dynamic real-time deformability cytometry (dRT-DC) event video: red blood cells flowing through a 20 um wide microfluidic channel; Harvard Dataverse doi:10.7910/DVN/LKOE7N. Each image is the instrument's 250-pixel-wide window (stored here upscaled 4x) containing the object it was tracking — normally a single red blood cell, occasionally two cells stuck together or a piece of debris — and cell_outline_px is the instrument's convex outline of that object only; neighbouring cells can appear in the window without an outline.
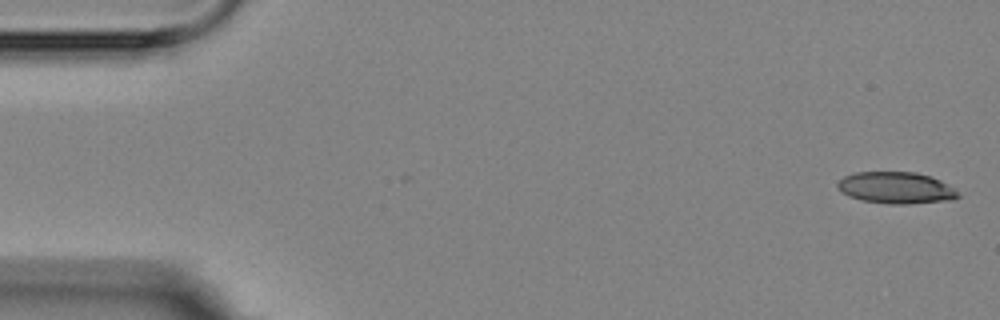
{"species": "Egyptian fruit bat (a non-hibernating species)", "species_latin": "Rousettus aegyptiacus", "temperature_condition": "room temperature", "stored_images_in_passage": 6, "segment_of_instrument_passage": [1, 2], "camera_frame_rate_fps": 3000, "um_per_image_px": 0.085, "animal": {"sex": "female"}, "frame": {"image": 1, "passage_image": 1, "time_ms": 0.0, "image_size_px": [1000, 320], "cell_outline_px": [[960, 196], [952, 200], [908, 204], [888, 204], [860, 200], [848, 196], [840, 192], [836, 184], [844, 176], [856, 172], [916, 172], [940, 180], [952, 188]], "centroid_in_image_um": [76.11, 15.97], "position_along_channel_um": 8.9, "area_um2": 22.2}}
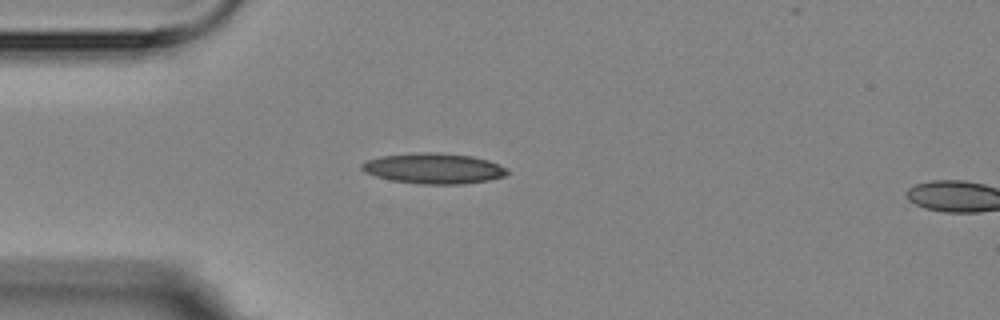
{"frame": {"image": 2, "passage_image": 5, "time_ms": 4.333, "image_size_px": [1000, 320], "cell_outline_px": [[508, 172], [504, 176], [488, 180], [464, 184], [420, 184], [392, 180], [376, 176], [364, 172], [360, 168], [360, 164], [368, 160], [380, 156], [420, 152], [436, 152], [472, 156], [488, 160], [504, 168]], "centroid_in_image_um": [36.82, 14.31], "position_along_channel_um": 48.2, "area_um2": 25.72}}